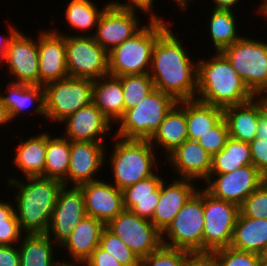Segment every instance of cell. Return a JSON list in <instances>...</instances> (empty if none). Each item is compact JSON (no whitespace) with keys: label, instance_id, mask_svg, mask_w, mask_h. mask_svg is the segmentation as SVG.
I'll return each instance as SVG.
<instances>
[{"label":"cell","instance_id":"obj_1","mask_svg":"<svg viewBox=\"0 0 267 266\" xmlns=\"http://www.w3.org/2000/svg\"><path fill=\"white\" fill-rule=\"evenodd\" d=\"M182 41L170 25L154 44L149 72L155 88L177 101L193 100L197 93V60Z\"/></svg>","mask_w":267,"mask_h":266},{"label":"cell","instance_id":"obj_2","mask_svg":"<svg viewBox=\"0 0 267 266\" xmlns=\"http://www.w3.org/2000/svg\"><path fill=\"white\" fill-rule=\"evenodd\" d=\"M7 177L9 187L14 189L15 213L25 234L46 233L59 191L64 185L57 179L37 176Z\"/></svg>","mask_w":267,"mask_h":266},{"label":"cell","instance_id":"obj_3","mask_svg":"<svg viewBox=\"0 0 267 266\" xmlns=\"http://www.w3.org/2000/svg\"><path fill=\"white\" fill-rule=\"evenodd\" d=\"M197 59L198 101L222 109L245 103L254 95L221 52ZM210 59V60H209Z\"/></svg>","mask_w":267,"mask_h":266},{"label":"cell","instance_id":"obj_4","mask_svg":"<svg viewBox=\"0 0 267 266\" xmlns=\"http://www.w3.org/2000/svg\"><path fill=\"white\" fill-rule=\"evenodd\" d=\"M113 136L114 148L109 154L106 148L105 159L109 160L108 166L112 171V184L119 190L134 185L145 178L152 176L158 164V151L150 144L149 140L122 139ZM108 153V154H107ZM157 158V159H156ZM111 166V167H110ZM156 168V169H155Z\"/></svg>","mask_w":267,"mask_h":266},{"label":"cell","instance_id":"obj_5","mask_svg":"<svg viewBox=\"0 0 267 266\" xmlns=\"http://www.w3.org/2000/svg\"><path fill=\"white\" fill-rule=\"evenodd\" d=\"M148 22L135 35L108 52L109 75L119 77L150 72L154 44L173 23Z\"/></svg>","mask_w":267,"mask_h":266},{"label":"cell","instance_id":"obj_6","mask_svg":"<svg viewBox=\"0 0 267 266\" xmlns=\"http://www.w3.org/2000/svg\"><path fill=\"white\" fill-rule=\"evenodd\" d=\"M177 103L171 95L155 88L140 104L124 112L113 135L122 139L149 140Z\"/></svg>","mask_w":267,"mask_h":266},{"label":"cell","instance_id":"obj_7","mask_svg":"<svg viewBox=\"0 0 267 266\" xmlns=\"http://www.w3.org/2000/svg\"><path fill=\"white\" fill-rule=\"evenodd\" d=\"M261 41L246 35L221 51L254 96L267 93V43Z\"/></svg>","mask_w":267,"mask_h":266},{"label":"cell","instance_id":"obj_8","mask_svg":"<svg viewBox=\"0 0 267 266\" xmlns=\"http://www.w3.org/2000/svg\"><path fill=\"white\" fill-rule=\"evenodd\" d=\"M94 80L67 77L45 84L44 100L47 121L60 124L78 109L92 102Z\"/></svg>","mask_w":267,"mask_h":266},{"label":"cell","instance_id":"obj_9","mask_svg":"<svg viewBox=\"0 0 267 266\" xmlns=\"http://www.w3.org/2000/svg\"><path fill=\"white\" fill-rule=\"evenodd\" d=\"M203 231V187H199L162 233V244L169 248L202 252Z\"/></svg>","mask_w":267,"mask_h":266},{"label":"cell","instance_id":"obj_10","mask_svg":"<svg viewBox=\"0 0 267 266\" xmlns=\"http://www.w3.org/2000/svg\"><path fill=\"white\" fill-rule=\"evenodd\" d=\"M56 33L65 35L66 64L69 77L97 80L109 74L108 52L102 48L93 36H73L61 33L58 28L51 27Z\"/></svg>","mask_w":267,"mask_h":266},{"label":"cell","instance_id":"obj_11","mask_svg":"<svg viewBox=\"0 0 267 266\" xmlns=\"http://www.w3.org/2000/svg\"><path fill=\"white\" fill-rule=\"evenodd\" d=\"M203 210L202 252L230 246L240 207L212 196L203 187Z\"/></svg>","mask_w":267,"mask_h":266},{"label":"cell","instance_id":"obj_12","mask_svg":"<svg viewBox=\"0 0 267 266\" xmlns=\"http://www.w3.org/2000/svg\"><path fill=\"white\" fill-rule=\"evenodd\" d=\"M106 227L117 235L140 259L158 250L162 244V233L148 219L123 210Z\"/></svg>","mask_w":267,"mask_h":266},{"label":"cell","instance_id":"obj_13","mask_svg":"<svg viewBox=\"0 0 267 266\" xmlns=\"http://www.w3.org/2000/svg\"><path fill=\"white\" fill-rule=\"evenodd\" d=\"M266 181L255 166L246 165L226 174H209L201 187L212 196L240 207Z\"/></svg>","mask_w":267,"mask_h":266},{"label":"cell","instance_id":"obj_14","mask_svg":"<svg viewBox=\"0 0 267 266\" xmlns=\"http://www.w3.org/2000/svg\"><path fill=\"white\" fill-rule=\"evenodd\" d=\"M86 215L85 200L81 188L63 185L53 209L48 231L45 234L60 247L70 236L73 228Z\"/></svg>","mask_w":267,"mask_h":266},{"label":"cell","instance_id":"obj_15","mask_svg":"<svg viewBox=\"0 0 267 266\" xmlns=\"http://www.w3.org/2000/svg\"><path fill=\"white\" fill-rule=\"evenodd\" d=\"M5 66L11 82L39 85L38 38L19 30L7 48Z\"/></svg>","mask_w":267,"mask_h":266},{"label":"cell","instance_id":"obj_16","mask_svg":"<svg viewBox=\"0 0 267 266\" xmlns=\"http://www.w3.org/2000/svg\"><path fill=\"white\" fill-rule=\"evenodd\" d=\"M138 14L139 12L136 11L121 10L109 5L96 26L93 35L95 41L107 52H110L144 26L137 17Z\"/></svg>","mask_w":267,"mask_h":266},{"label":"cell","instance_id":"obj_17","mask_svg":"<svg viewBox=\"0 0 267 266\" xmlns=\"http://www.w3.org/2000/svg\"><path fill=\"white\" fill-rule=\"evenodd\" d=\"M106 148L104 142L71 141L67 186H79L101 179L98 172L106 166Z\"/></svg>","mask_w":267,"mask_h":266},{"label":"cell","instance_id":"obj_18","mask_svg":"<svg viewBox=\"0 0 267 266\" xmlns=\"http://www.w3.org/2000/svg\"><path fill=\"white\" fill-rule=\"evenodd\" d=\"M60 124L65 128L62 135L70 141L105 142V137L113 138L110 132L114 125L92 102Z\"/></svg>","mask_w":267,"mask_h":266},{"label":"cell","instance_id":"obj_19","mask_svg":"<svg viewBox=\"0 0 267 266\" xmlns=\"http://www.w3.org/2000/svg\"><path fill=\"white\" fill-rule=\"evenodd\" d=\"M38 32L39 85L69 77L66 64L65 35L51 27Z\"/></svg>","mask_w":267,"mask_h":266},{"label":"cell","instance_id":"obj_20","mask_svg":"<svg viewBox=\"0 0 267 266\" xmlns=\"http://www.w3.org/2000/svg\"><path fill=\"white\" fill-rule=\"evenodd\" d=\"M84 200L86 214L105 226L123 210V193L111 181L105 179L79 185Z\"/></svg>","mask_w":267,"mask_h":266},{"label":"cell","instance_id":"obj_21","mask_svg":"<svg viewBox=\"0 0 267 266\" xmlns=\"http://www.w3.org/2000/svg\"><path fill=\"white\" fill-rule=\"evenodd\" d=\"M200 186L189 179H168L160 185V198L150 220L152 224L163 233L180 209L192 198Z\"/></svg>","mask_w":267,"mask_h":266},{"label":"cell","instance_id":"obj_22","mask_svg":"<svg viewBox=\"0 0 267 266\" xmlns=\"http://www.w3.org/2000/svg\"><path fill=\"white\" fill-rule=\"evenodd\" d=\"M165 159L171 164L170 171L177 178L205 182L212 167V156L197 142L185 140L170 152Z\"/></svg>","mask_w":267,"mask_h":266},{"label":"cell","instance_id":"obj_23","mask_svg":"<svg viewBox=\"0 0 267 266\" xmlns=\"http://www.w3.org/2000/svg\"><path fill=\"white\" fill-rule=\"evenodd\" d=\"M259 98V99H258ZM267 110L263 96H254L251 100L223 109L229 136L250 143L257 137L256 127L260 116Z\"/></svg>","mask_w":267,"mask_h":266},{"label":"cell","instance_id":"obj_24","mask_svg":"<svg viewBox=\"0 0 267 266\" xmlns=\"http://www.w3.org/2000/svg\"><path fill=\"white\" fill-rule=\"evenodd\" d=\"M4 92L3 94L0 91V97L8 109L11 121L15 122L17 117L20 118L23 114L27 115L29 111L31 113L28 114L33 115L35 113L37 117L40 115L46 118L43 86L9 81L6 83Z\"/></svg>","mask_w":267,"mask_h":266},{"label":"cell","instance_id":"obj_25","mask_svg":"<svg viewBox=\"0 0 267 266\" xmlns=\"http://www.w3.org/2000/svg\"><path fill=\"white\" fill-rule=\"evenodd\" d=\"M104 227L101 221L86 215L73 228L59 250L68 252L66 254L71 259L70 262H85L99 246Z\"/></svg>","mask_w":267,"mask_h":266},{"label":"cell","instance_id":"obj_26","mask_svg":"<svg viewBox=\"0 0 267 266\" xmlns=\"http://www.w3.org/2000/svg\"><path fill=\"white\" fill-rule=\"evenodd\" d=\"M156 171L152 176L143 179L122 190L123 206L139 217L151 220L160 198V185L163 175Z\"/></svg>","mask_w":267,"mask_h":266},{"label":"cell","instance_id":"obj_27","mask_svg":"<svg viewBox=\"0 0 267 266\" xmlns=\"http://www.w3.org/2000/svg\"><path fill=\"white\" fill-rule=\"evenodd\" d=\"M185 140H188L185 100H181L169 111L149 141L156 151L162 149L164 154L161 155L166 157Z\"/></svg>","mask_w":267,"mask_h":266},{"label":"cell","instance_id":"obj_28","mask_svg":"<svg viewBox=\"0 0 267 266\" xmlns=\"http://www.w3.org/2000/svg\"><path fill=\"white\" fill-rule=\"evenodd\" d=\"M18 142L15 155L11 160L13 166L15 165L17 170L22 173L23 178L43 176L46 161L47 131L39 132L26 140L19 138Z\"/></svg>","mask_w":267,"mask_h":266},{"label":"cell","instance_id":"obj_29","mask_svg":"<svg viewBox=\"0 0 267 266\" xmlns=\"http://www.w3.org/2000/svg\"><path fill=\"white\" fill-rule=\"evenodd\" d=\"M92 103L112 124H116L124 114V97L121 80L109 74L94 80Z\"/></svg>","mask_w":267,"mask_h":266},{"label":"cell","instance_id":"obj_30","mask_svg":"<svg viewBox=\"0 0 267 266\" xmlns=\"http://www.w3.org/2000/svg\"><path fill=\"white\" fill-rule=\"evenodd\" d=\"M230 247L264 255L267 251V219L238 216Z\"/></svg>","mask_w":267,"mask_h":266},{"label":"cell","instance_id":"obj_31","mask_svg":"<svg viewBox=\"0 0 267 266\" xmlns=\"http://www.w3.org/2000/svg\"><path fill=\"white\" fill-rule=\"evenodd\" d=\"M55 246L45 233L25 234L18 243L19 266H61L60 259L54 257L59 248Z\"/></svg>","mask_w":267,"mask_h":266},{"label":"cell","instance_id":"obj_32","mask_svg":"<svg viewBox=\"0 0 267 266\" xmlns=\"http://www.w3.org/2000/svg\"><path fill=\"white\" fill-rule=\"evenodd\" d=\"M91 0H69L65 6V20L69 23L70 29L78 30L73 36H93L96 30L98 21L104 10L110 5V2L105 3L103 7L98 8V5ZM93 28V29H92ZM93 33H87L91 32ZM82 33V34H81Z\"/></svg>","mask_w":267,"mask_h":266},{"label":"cell","instance_id":"obj_33","mask_svg":"<svg viewBox=\"0 0 267 266\" xmlns=\"http://www.w3.org/2000/svg\"><path fill=\"white\" fill-rule=\"evenodd\" d=\"M185 114L188 139L197 141L223 118V109L197 99L185 100Z\"/></svg>","mask_w":267,"mask_h":266},{"label":"cell","instance_id":"obj_34","mask_svg":"<svg viewBox=\"0 0 267 266\" xmlns=\"http://www.w3.org/2000/svg\"><path fill=\"white\" fill-rule=\"evenodd\" d=\"M71 141L63 135H51L47 131V147L42 177L57 179L67 186Z\"/></svg>","mask_w":267,"mask_h":266},{"label":"cell","instance_id":"obj_35","mask_svg":"<svg viewBox=\"0 0 267 266\" xmlns=\"http://www.w3.org/2000/svg\"><path fill=\"white\" fill-rule=\"evenodd\" d=\"M207 31L212 41L215 52H221L238 41L243 35H239V23L236 14L232 10L211 9ZM235 14V15H234ZM238 30V31H237Z\"/></svg>","mask_w":267,"mask_h":266},{"label":"cell","instance_id":"obj_36","mask_svg":"<svg viewBox=\"0 0 267 266\" xmlns=\"http://www.w3.org/2000/svg\"><path fill=\"white\" fill-rule=\"evenodd\" d=\"M252 165L249 143L229 137L222 150L212 157L210 174H226Z\"/></svg>","mask_w":267,"mask_h":266},{"label":"cell","instance_id":"obj_37","mask_svg":"<svg viewBox=\"0 0 267 266\" xmlns=\"http://www.w3.org/2000/svg\"><path fill=\"white\" fill-rule=\"evenodd\" d=\"M121 80L124 97V112L137 106L154 89V82L149 73L124 75Z\"/></svg>","mask_w":267,"mask_h":266},{"label":"cell","instance_id":"obj_38","mask_svg":"<svg viewBox=\"0 0 267 266\" xmlns=\"http://www.w3.org/2000/svg\"><path fill=\"white\" fill-rule=\"evenodd\" d=\"M24 233V234H23ZM25 232L21 229L12 204L0 200V245H18Z\"/></svg>","mask_w":267,"mask_h":266},{"label":"cell","instance_id":"obj_39","mask_svg":"<svg viewBox=\"0 0 267 266\" xmlns=\"http://www.w3.org/2000/svg\"><path fill=\"white\" fill-rule=\"evenodd\" d=\"M99 246L114 256L122 266H140L141 264L139 256L106 226L102 230Z\"/></svg>","mask_w":267,"mask_h":266},{"label":"cell","instance_id":"obj_40","mask_svg":"<svg viewBox=\"0 0 267 266\" xmlns=\"http://www.w3.org/2000/svg\"><path fill=\"white\" fill-rule=\"evenodd\" d=\"M190 251L161 246L141 259L140 266H186Z\"/></svg>","mask_w":267,"mask_h":266},{"label":"cell","instance_id":"obj_41","mask_svg":"<svg viewBox=\"0 0 267 266\" xmlns=\"http://www.w3.org/2000/svg\"><path fill=\"white\" fill-rule=\"evenodd\" d=\"M220 266H260L262 255L240 251L230 246L213 251Z\"/></svg>","mask_w":267,"mask_h":266},{"label":"cell","instance_id":"obj_42","mask_svg":"<svg viewBox=\"0 0 267 266\" xmlns=\"http://www.w3.org/2000/svg\"><path fill=\"white\" fill-rule=\"evenodd\" d=\"M229 129L223 117L215 126L197 140V142L213 157L224 148L229 139Z\"/></svg>","mask_w":267,"mask_h":266},{"label":"cell","instance_id":"obj_43","mask_svg":"<svg viewBox=\"0 0 267 266\" xmlns=\"http://www.w3.org/2000/svg\"><path fill=\"white\" fill-rule=\"evenodd\" d=\"M240 213L249 218L267 219V181L244 200Z\"/></svg>","mask_w":267,"mask_h":266},{"label":"cell","instance_id":"obj_44","mask_svg":"<svg viewBox=\"0 0 267 266\" xmlns=\"http://www.w3.org/2000/svg\"><path fill=\"white\" fill-rule=\"evenodd\" d=\"M120 0H110V5H112L115 8L121 9V10H129V11H136V12H144V15L146 16L148 14L149 20H155V21H163V22H170L165 17L162 18L160 15L158 16V13L155 12L154 4L155 0H126L124 3Z\"/></svg>","mask_w":267,"mask_h":266},{"label":"cell","instance_id":"obj_45","mask_svg":"<svg viewBox=\"0 0 267 266\" xmlns=\"http://www.w3.org/2000/svg\"><path fill=\"white\" fill-rule=\"evenodd\" d=\"M249 146L252 165L267 179V140L256 137Z\"/></svg>","mask_w":267,"mask_h":266},{"label":"cell","instance_id":"obj_46","mask_svg":"<svg viewBox=\"0 0 267 266\" xmlns=\"http://www.w3.org/2000/svg\"><path fill=\"white\" fill-rule=\"evenodd\" d=\"M89 266H122L109 252L98 246L85 261Z\"/></svg>","mask_w":267,"mask_h":266},{"label":"cell","instance_id":"obj_47","mask_svg":"<svg viewBox=\"0 0 267 266\" xmlns=\"http://www.w3.org/2000/svg\"><path fill=\"white\" fill-rule=\"evenodd\" d=\"M186 266H220V263L213 252H191Z\"/></svg>","mask_w":267,"mask_h":266},{"label":"cell","instance_id":"obj_48","mask_svg":"<svg viewBox=\"0 0 267 266\" xmlns=\"http://www.w3.org/2000/svg\"><path fill=\"white\" fill-rule=\"evenodd\" d=\"M18 245H0V266H19Z\"/></svg>","mask_w":267,"mask_h":266},{"label":"cell","instance_id":"obj_49","mask_svg":"<svg viewBox=\"0 0 267 266\" xmlns=\"http://www.w3.org/2000/svg\"><path fill=\"white\" fill-rule=\"evenodd\" d=\"M9 25L7 27V35L2 34L0 35V65L2 63L5 65L6 63V51L10 44L11 39L15 36V34L19 31V29L14 24L11 25V23H8Z\"/></svg>","mask_w":267,"mask_h":266},{"label":"cell","instance_id":"obj_50","mask_svg":"<svg viewBox=\"0 0 267 266\" xmlns=\"http://www.w3.org/2000/svg\"><path fill=\"white\" fill-rule=\"evenodd\" d=\"M242 0H212V4H214L212 9L218 10H232L235 12L234 7L238 6V3Z\"/></svg>","mask_w":267,"mask_h":266},{"label":"cell","instance_id":"obj_51","mask_svg":"<svg viewBox=\"0 0 267 266\" xmlns=\"http://www.w3.org/2000/svg\"><path fill=\"white\" fill-rule=\"evenodd\" d=\"M256 133L257 138L267 140V110L259 118Z\"/></svg>","mask_w":267,"mask_h":266},{"label":"cell","instance_id":"obj_52","mask_svg":"<svg viewBox=\"0 0 267 266\" xmlns=\"http://www.w3.org/2000/svg\"><path fill=\"white\" fill-rule=\"evenodd\" d=\"M10 122L13 123L11 121L7 107L4 105L0 97V127L3 125H8L10 124Z\"/></svg>","mask_w":267,"mask_h":266},{"label":"cell","instance_id":"obj_53","mask_svg":"<svg viewBox=\"0 0 267 266\" xmlns=\"http://www.w3.org/2000/svg\"><path fill=\"white\" fill-rule=\"evenodd\" d=\"M260 16H264V19L267 20V0H262L261 3L258 5L257 12Z\"/></svg>","mask_w":267,"mask_h":266},{"label":"cell","instance_id":"obj_54","mask_svg":"<svg viewBox=\"0 0 267 266\" xmlns=\"http://www.w3.org/2000/svg\"><path fill=\"white\" fill-rule=\"evenodd\" d=\"M172 1L175 2L180 11H186L188 8H190V2L192 3L193 0H172Z\"/></svg>","mask_w":267,"mask_h":266},{"label":"cell","instance_id":"obj_55","mask_svg":"<svg viewBox=\"0 0 267 266\" xmlns=\"http://www.w3.org/2000/svg\"><path fill=\"white\" fill-rule=\"evenodd\" d=\"M61 262V266H89L86 262H70L65 259H62Z\"/></svg>","mask_w":267,"mask_h":266},{"label":"cell","instance_id":"obj_56","mask_svg":"<svg viewBox=\"0 0 267 266\" xmlns=\"http://www.w3.org/2000/svg\"><path fill=\"white\" fill-rule=\"evenodd\" d=\"M260 266H267V260L262 258Z\"/></svg>","mask_w":267,"mask_h":266},{"label":"cell","instance_id":"obj_57","mask_svg":"<svg viewBox=\"0 0 267 266\" xmlns=\"http://www.w3.org/2000/svg\"><path fill=\"white\" fill-rule=\"evenodd\" d=\"M263 258L267 260V251H266L265 254L263 255Z\"/></svg>","mask_w":267,"mask_h":266},{"label":"cell","instance_id":"obj_58","mask_svg":"<svg viewBox=\"0 0 267 266\" xmlns=\"http://www.w3.org/2000/svg\"><path fill=\"white\" fill-rule=\"evenodd\" d=\"M263 97H264V99H265V101L267 103V93Z\"/></svg>","mask_w":267,"mask_h":266}]
</instances>
